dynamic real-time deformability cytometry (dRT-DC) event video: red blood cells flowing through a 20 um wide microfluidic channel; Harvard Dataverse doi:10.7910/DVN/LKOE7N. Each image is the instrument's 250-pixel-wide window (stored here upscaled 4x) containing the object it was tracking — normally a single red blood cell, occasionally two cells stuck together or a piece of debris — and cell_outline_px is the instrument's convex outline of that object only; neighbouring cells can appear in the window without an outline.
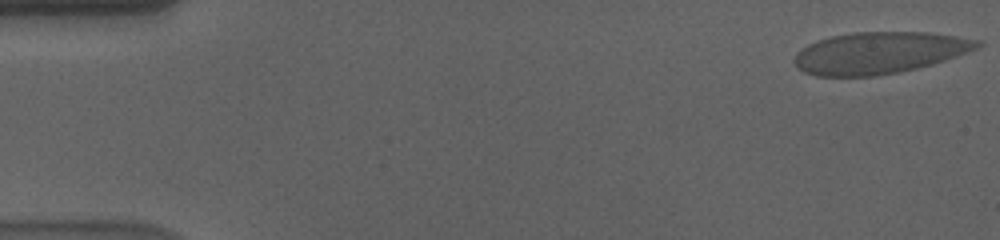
{"species": "human", "species_latin": "Homo sapiens", "temperature_condition": "cold", "stored_images_in_passage": 53, "camera_frame_rate_fps": 3000, "um_per_image_px": 0.085, "donor": {"sex": "male"}, "frame": {"image": 1, "passage_image": 1, "time_ms": 0.0, "image_size_px": [1000, 240], "cell_outline_px": [[984, 44], [976, 48], [956, 56], [944, 60], [916, 68], [896, 72], [872, 76], [816, 76], [804, 72], [792, 60], [796, 52], [808, 44], [816, 40], [832, 36], [856, 32], [928, 32], [956, 36], [980, 40]], "centroid_in_image_um": [74.7, 4.48], "position_along_channel_um": 10.3, "area_um2": 44.16}}
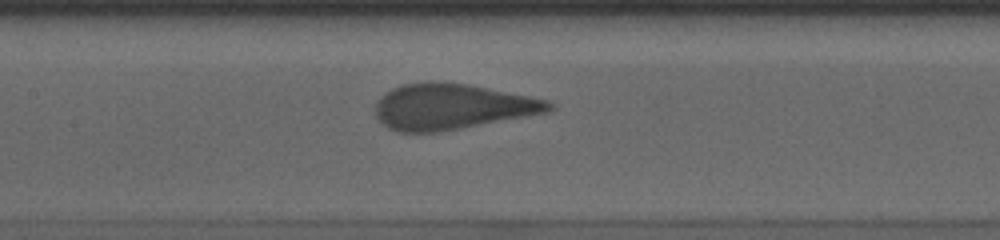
{"frame": {"image": 2, "passage_image": 26, "time_ms": 8.333, "image_size_px": [1000, 240], "cell_outline_px": [[556, 108], [548, 112], [440, 132], [396, 132], [388, 128], [376, 116], [376, 100], [384, 92], [392, 88], [404, 84], [428, 80], [432, 80], [468, 84], [548, 100]], "centroid_in_image_um": [38.37, 9.05], "position_along_channel_um": 169.0, "area_um2": 46.36}}
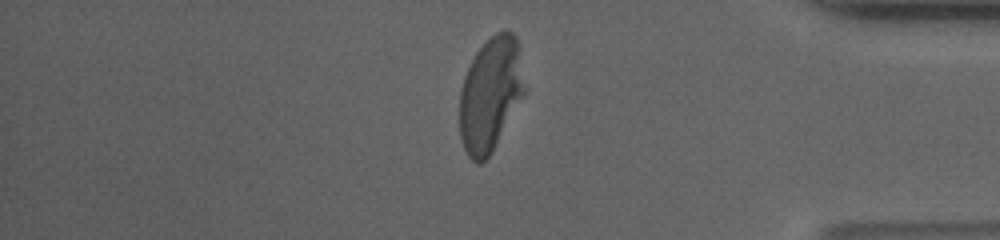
{"frame": {"image": 3, "passage_image": 47, "time_ms": 15.333, "image_size_px": [1000, 240], "cell_outline_px": [[524, 92], [492, 152], [480, 164], [476, 164], [468, 156], [464, 148], [460, 136], [460, 88], [464, 76], [476, 52], [496, 32], [512, 32], [516, 36], [524, 88]], "centroid_in_image_um": [41.64, 8.05], "position_along_channel_um": 393.6, "area_um2": 42.14}}